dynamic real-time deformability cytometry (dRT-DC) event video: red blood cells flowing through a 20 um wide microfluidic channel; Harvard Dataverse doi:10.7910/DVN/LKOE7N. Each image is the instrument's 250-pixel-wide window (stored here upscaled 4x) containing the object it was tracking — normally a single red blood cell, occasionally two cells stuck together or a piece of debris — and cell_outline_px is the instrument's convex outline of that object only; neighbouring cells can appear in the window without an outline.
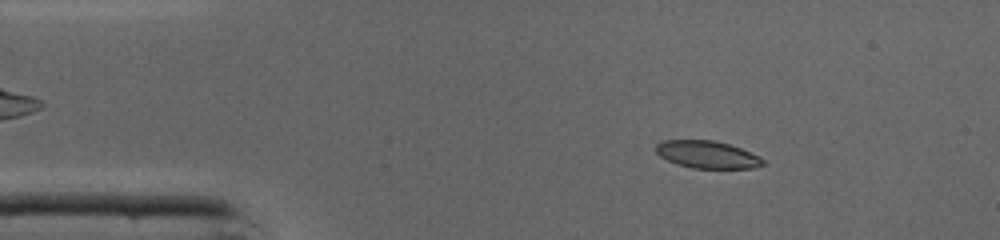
{"species": "common noctule bat (a hibernating species)", "species_latin": "Nyctalus noctula", "temperature_condition": "cold", "stored_images_in_passage": 45, "camera_frame_rate_fps": 3000, "um_per_image_px": 0.085, "animal": {"sex": "male", "body_mass_g": 19.0, "forearm_length_mm": 50.8}, "frame": {"image": 1, "passage_image": 6, "time_ms": 1.667, "image_size_px": [1000, 240], "cell_outline_px": [[764, 164], [756, 168], [692, 168], [676, 164], [660, 156], [656, 152], [656, 144], [664, 140], [712, 140], [728, 144], [740, 148], [760, 156], [764, 160]], "centroid_in_image_um": [60.12, 13.14], "position_along_channel_um": 24.9, "area_um2": 17.05}}
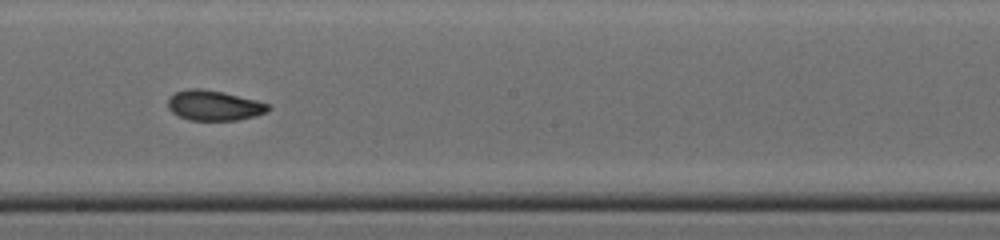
{"frame": {"image": 2, "passage_image": 24, "time_ms": 7.667, "image_size_px": [1000, 240], "cell_outline_px": [[272, 108], [268, 112], [256, 116], [236, 120], [188, 120], [172, 112], [168, 108], [168, 100], [176, 92], [188, 88], [200, 88], [224, 92], [256, 100], [268, 104]], "centroid_in_image_um": [18.22, 8.96], "position_along_channel_um": 230.0, "area_um2": 17.63}}
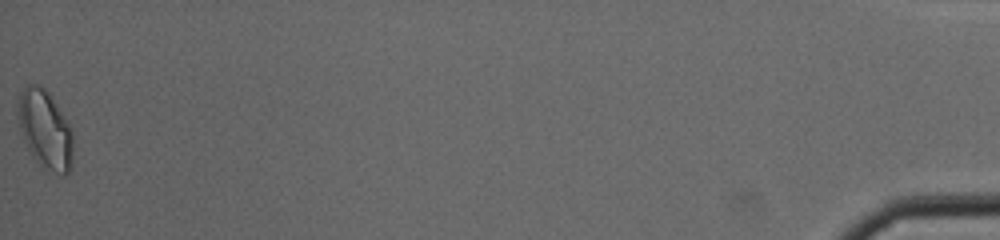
{"frame": {"image": 3, "passage_image": 45, "time_ms": 14.667, "image_size_px": [1000, 240], "cell_outline_px": [[72, 164], [68, 172], [64, 176], [48, 172], [28, 152], [20, 128], [20, 92], [28, 84], [44, 88], [48, 92], [56, 104], [68, 124], [72, 132]], "centroid_in_image_um": [3.87, 11.09], "position_along_channel_um": 431.3, "area_um2": 24.62}, "authors_computed_cell_mechanics": {"area_um2": 17.8602, "velocity_mm_per_s": 4.3567, "shape_relaxation_time_tau1_ms": null, "shape_relaxation_time_tau2_ms": 2.4325, "deformation_change_tau1": null, "deformation_change_tau2": 0.0788}}